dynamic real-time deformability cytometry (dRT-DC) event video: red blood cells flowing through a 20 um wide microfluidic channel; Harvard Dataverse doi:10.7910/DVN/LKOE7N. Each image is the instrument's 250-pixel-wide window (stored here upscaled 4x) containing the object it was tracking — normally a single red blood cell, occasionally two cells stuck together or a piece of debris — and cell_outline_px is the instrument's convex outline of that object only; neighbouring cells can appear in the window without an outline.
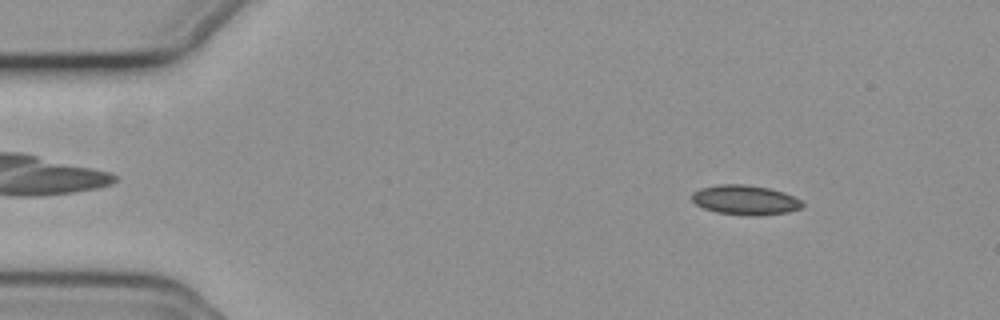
{"species": "common noctule bat (a hibernating species)", "species_latin": "Nyctalus noctula", "temperature_condition": "cold", "stored_images_in_passage": 14, "camera_frame_rate_fps": 3000, "um_per_image_px": 0.085, "animal": {"sex": "female", "body_mass_g": 19.3, "forearm_length_mm": 54.1}, "frame": {"image": 1, "passage_image": 4, "time_ms": 1.0, "image_size_px": [1000, 320], "cell_outline_px": [[804, 204], [800, 208], [788, 212], [716, 212], [704, 208], [696, 204], [692, 200], [692, 192], [700, 188], [720, 184], [744, 184], [768, 188], [784, 192], [800, 200]], "centroid_in_image_um": [63.28, 16.93], "position_along_channel_um": 21.7, "area_um2": 17.92}}